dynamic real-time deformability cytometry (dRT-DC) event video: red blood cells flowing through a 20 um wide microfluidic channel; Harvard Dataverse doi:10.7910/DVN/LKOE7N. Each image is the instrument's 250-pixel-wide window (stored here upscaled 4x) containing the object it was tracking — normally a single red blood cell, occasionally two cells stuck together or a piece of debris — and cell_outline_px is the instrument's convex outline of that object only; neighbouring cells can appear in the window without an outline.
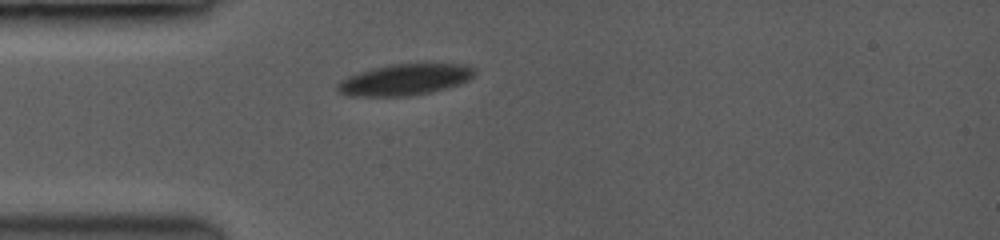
{"species": "common noctule bat (a hibernating species)", "species_latin": "Nyctalus noctula", "temperature_condition": "room temperature", "stored_images_in_passage": 19, "camera_frame_rate_fps": 3500, "um_per_image_px": 0.085, "animal": {"sex": "female", "body_mass_g": 19.0, "forearm_length_mm": 53.3}, "frame": {"image": 1, "passage_image": 1, "time_ms": 0.0, "image_size_px": [1000, 240], "cell_outline_px": [[472, 76], [468, 80], [456, 84], [428, 92], [404, 96], [352, 96], [340, 92], [336, 84], [360, 72], [392, 64], [460, 64], [472, 68]], "centroid_in_image_um": [34.37, 6.77], "position_along_channel_um": 50.6, "area_um2": 23.81}}
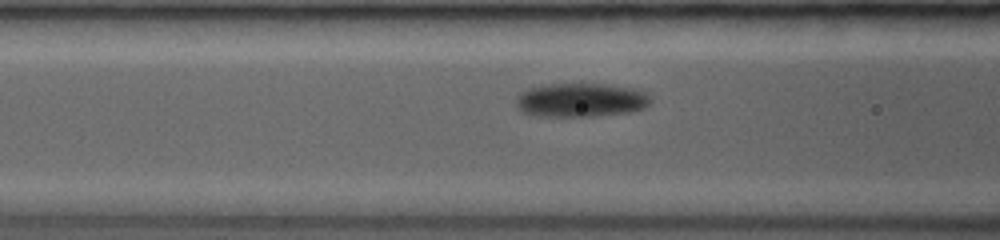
{"frame": {"image": 2, "passage_image": 6, "time_ms": 2.0, "image_size_px": [1000, 240], "cell_outline_px": [[648, 104], [644, 108], [624, 112], [584, 116], [552, 116], [524, 112], [520, 108], [520, 96], [524, 92], [532, 88], [552, 84], [604, 84], [628, 88], [640, 92], [648, 100]], "centroid_in_image_um": [49.38, 8.5], "position_along_channel_um": 117.2, "area_um2": 24.8}}
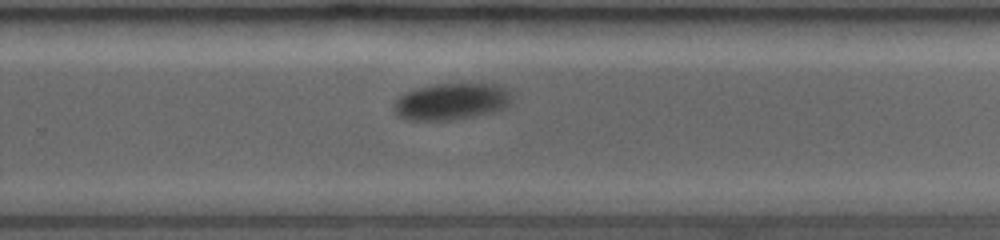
{"frame": {"image": 3, "passage_image": 18, "time_ms": 6.571, "image_size_px": [1000, 240], "cell_outline_px": [[508, 104], [500, 108], [488, 112], [472, 116], [448, 120], [412, 120], [400, 116], [392, 108], [392, 104], [400, 96], [408, 92], [420, 88], [436, 84], [492, 84], [508, 92]], "centroid_in_image_um": [38.26, 8.63], "position_along_channel_um": 291.5, "area_um2": 24.1}}